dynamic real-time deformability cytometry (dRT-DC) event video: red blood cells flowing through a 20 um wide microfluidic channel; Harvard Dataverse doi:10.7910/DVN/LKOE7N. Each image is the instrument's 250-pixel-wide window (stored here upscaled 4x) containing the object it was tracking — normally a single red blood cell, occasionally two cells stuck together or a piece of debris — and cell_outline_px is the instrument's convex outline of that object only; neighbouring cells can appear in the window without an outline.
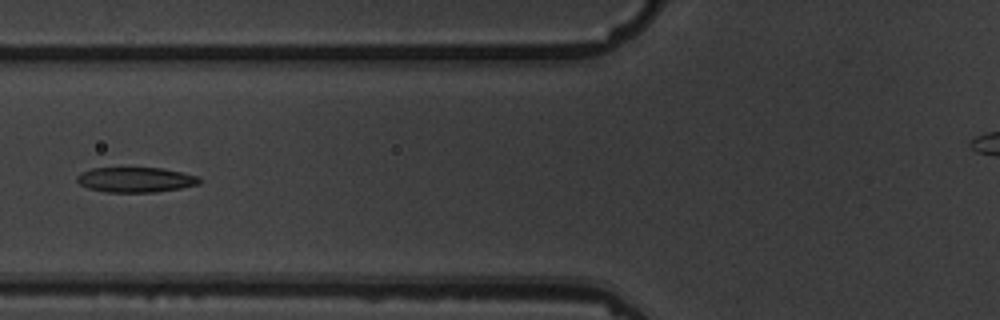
{"species": "common noctule bat (a hibernating species)", "species_latin": "Nyctalus noctula", "temperature_condition": "warm", "stored_images_in_passage": 6, "camera_frame_rate_fps": 3000, "um_per_image_px": 0.085, "animal": {"sex": "male", "body_mass_g": 19.5, "forearm_length_mm": 54.6}, "frame": {"image": 1, "passage_image": 6, "time_ms": 6.667, "image_size_px": [1000, 320], "cell_outline_px": [[200, 184], [180, 188], [156, 192], [104, 192], [88, 188], [80, 184], [76, 180], [76, 176], [80, 172], [92, 168], [164, 168], [200, 176]], "centroid_in_image_um": [11.53, 15.27], "position_along_channel_um": 114.3, "area_um2": 18.03}}